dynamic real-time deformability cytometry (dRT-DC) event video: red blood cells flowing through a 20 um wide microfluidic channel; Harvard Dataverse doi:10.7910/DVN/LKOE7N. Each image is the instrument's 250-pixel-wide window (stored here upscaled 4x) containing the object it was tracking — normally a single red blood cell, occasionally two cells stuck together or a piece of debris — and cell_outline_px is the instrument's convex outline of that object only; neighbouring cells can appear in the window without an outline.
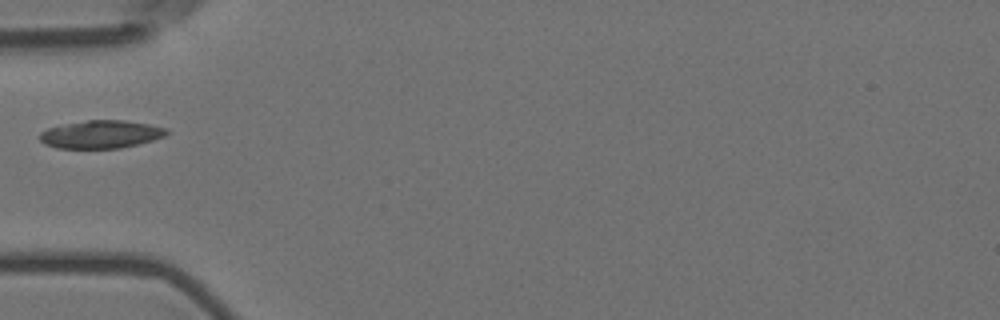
{"species": "Egyptian fruit bat (a non-hibernating species)", "species_latin": "Rousettus aegyptiacus", "temperature_condition": "room temperature", "stored_images_in_passage": 7, "camera_frame_rate_fps": 3000, "um_per_image_px": 0.085, "animal": {"sex": "female"}, "frame": {"image": 1, "passage_image": 1, "time_ms": 0.0, "image_size_px": [1000, 320], "cell_outline_px": [[168, 132], [164, 136], [152, 140], [120, 148], [56, 148], [44, 144], [40, 140], [40, 132], [48, 128], [88, 120], [124, 120], [148, 124], [168, 128]], "centroid_in_image_um": [8.58, 11.42], "position_along_channel_um": 76.4, "area_um2": 20.4}}